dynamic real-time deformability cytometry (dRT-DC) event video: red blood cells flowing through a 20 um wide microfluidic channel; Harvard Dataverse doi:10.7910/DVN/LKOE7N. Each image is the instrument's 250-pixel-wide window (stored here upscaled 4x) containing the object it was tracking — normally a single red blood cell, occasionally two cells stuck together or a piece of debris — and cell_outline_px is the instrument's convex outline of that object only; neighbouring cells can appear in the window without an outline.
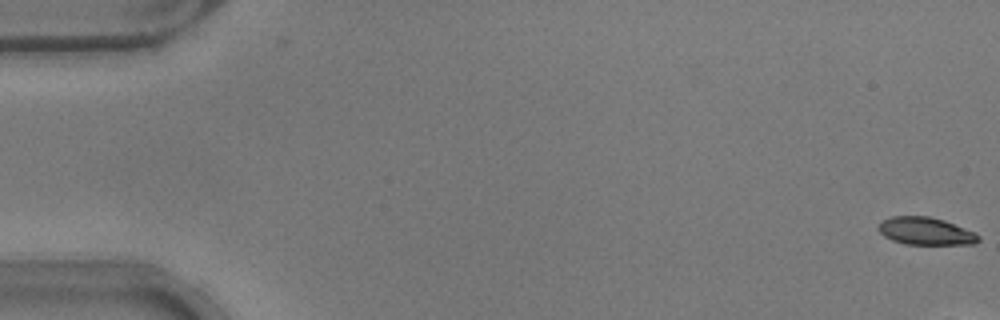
{"species": "common noctule bat (a hibernating species)", "species_latin": "Nyctalus noctula", "temperature_condition": "warm", "stored_images_in_passage": 2, "camera_frame_rate_fps": 3000, "um_per_image_px": 0.085, "animal": {"sex": "male", "body_mass_g": 17.9}, "frame": {"image": 1, "passage_image": 2, "time_ms": 0.333, "image_size_px": [1000, 320], "cell_outline_px": [[980, 240], [976, 244], [904, 244], [892, 240], [884, 236], [876, 228], [880, 220], [892, 216], [928, 216], [944, 220], [976, 232], [980, 236]], "centroid_in_image_um": [78.67, 19.64], "position_along_channel_um": 6.3, "area_um2": 16.3}}